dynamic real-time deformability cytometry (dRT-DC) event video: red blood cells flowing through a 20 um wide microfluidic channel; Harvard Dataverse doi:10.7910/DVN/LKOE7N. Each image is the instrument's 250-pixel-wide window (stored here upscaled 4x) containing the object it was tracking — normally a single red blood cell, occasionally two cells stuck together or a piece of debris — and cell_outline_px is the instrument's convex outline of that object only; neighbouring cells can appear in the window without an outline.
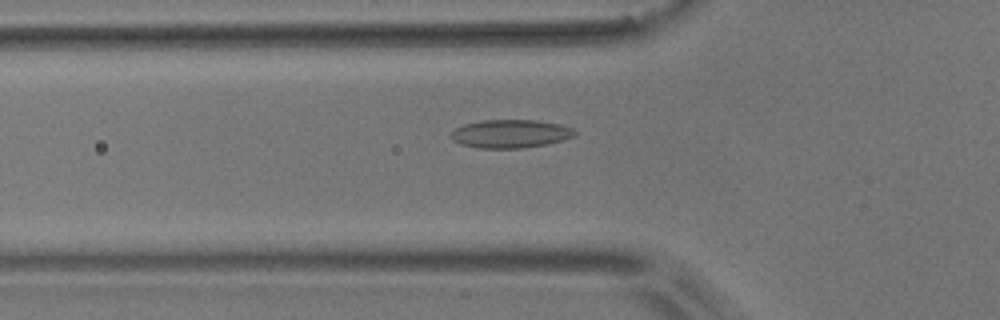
{"species": "common noctule bat (a hibernating species)", "species_latin": "Nyctalus noctula", "temperature_condition": "room temperature", "stored_images_in_passage": 43, "camera_frame_rate_fps": 3000, "um_per_image_px": 0.085, "animal": {"sex": "male", "body_mass_g": 17.9}, "frame": {"image": 1, "passage_image": 6, "time_ms": 1.667, "image_size_px": [1000, 320], "cell_outline_px": [[576, 136], [564, 140], [548, 144], [520, 148], [480, 148], [460, 144], [452, 140], [448, 136], [456, 128], [464, 124], [484, 120], [536, 120], [560, 124], [576, 128]], "centroid_in_image_um": [43.42, 11.37], "position_along_channel_um": 82.4, "area_um2": 20.63}}
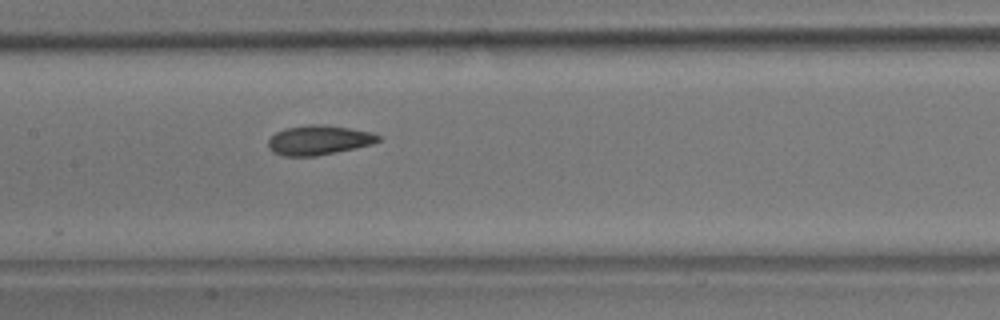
{"frame": {"image": 2, "passage_image": 14, "time_ms": 4.333, "image_size_px": [1000, 320], "cell_outline_px": [[380, 140], [372, 144], [356, 148], [316, 156], [284, 156], [272, 152], [268, 148], [268, 140], [276, 132], [284, 128], [308, 124], [320, 124], [348, 128], [372, 132], [380, 136]], "centroid_in_image_um": [27.07, 11.91], "position_along_channel_um": 180.3, "area_um2": 19.02}}
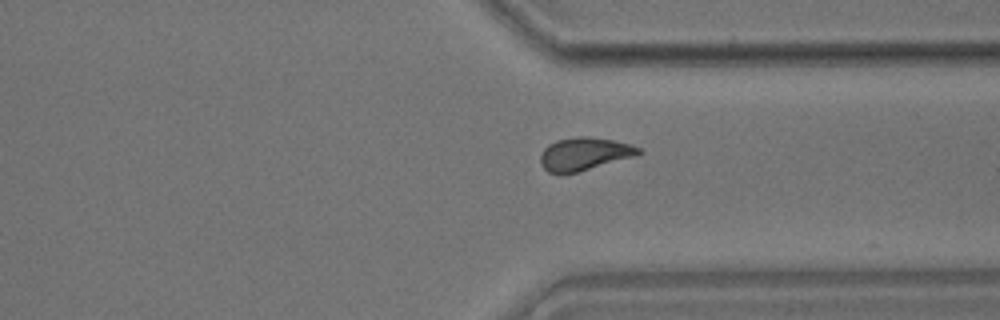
{"frame": {"image": 3, "passage_image": 29, "time_ms": 9.333, "image_size_px": [1000, 320], "cell_outline_px": [[644, 152], [640, 156], [560, 176], [548, 172], [540, 164], [540, 156], [544, 148], [548, 144], [556, 140], [580, 136], [588, 136], [612, 140], [632, 144], [640, 148]], "centroid_in_image_um": [49.69, 13.1], "position_along_channel_um": 361.7, "area_um2": 19.36}, "authors_computed_cell_mechanics": {"area_um2": 18.8428, "velocity_mm_per_s": 3.6363, "shape_relaxation_time_tau1_ms": 8.42, "shape_relaxation_time_tau2_ms": 2.5213, "deformation_change_tau1": 0.1656, "deformation_change_tau2": 0.0846}}